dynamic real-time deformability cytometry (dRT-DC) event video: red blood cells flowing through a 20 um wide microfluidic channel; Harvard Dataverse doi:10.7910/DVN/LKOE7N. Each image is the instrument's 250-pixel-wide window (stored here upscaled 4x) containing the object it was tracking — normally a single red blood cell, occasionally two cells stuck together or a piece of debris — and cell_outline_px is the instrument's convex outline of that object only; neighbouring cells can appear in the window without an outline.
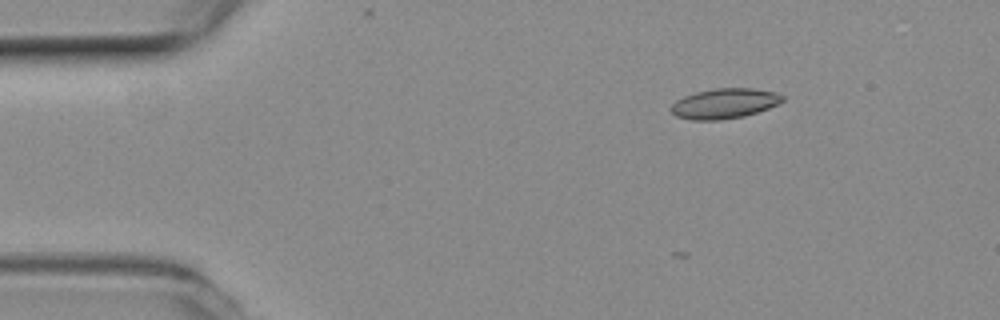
{"species": "common noctule bat (a hibernating species)", "species_latin": "Nyctalus noctula", "temperature_condition": "room temperature", "stored_images_in_passage": 2, "camera_frame_rate_fps": 3000, "um_per_image_px": 0.085, "animal": {"sex": "female", "body_mass_g": 19.3, "forearm_length_mm": 54.1}, "frame": {"image": 1, "passage_image": 2, "time_ms": 0.333, "image_size_px": [1000, 320], "cell_outline_px": [[784, 100], [768, 108], [744, 116], [720, 120], [692, 120], [676, 116], [672, 112], [672, 104], [676, 100], [684, 96], [696, 92], [716, 88], [752, 88], [772, 92], [784, 96]], "centroid_in_image_um": [61.55, 8.8], "position_along_channel_um": 23.4, "area_um2": 19.31}}